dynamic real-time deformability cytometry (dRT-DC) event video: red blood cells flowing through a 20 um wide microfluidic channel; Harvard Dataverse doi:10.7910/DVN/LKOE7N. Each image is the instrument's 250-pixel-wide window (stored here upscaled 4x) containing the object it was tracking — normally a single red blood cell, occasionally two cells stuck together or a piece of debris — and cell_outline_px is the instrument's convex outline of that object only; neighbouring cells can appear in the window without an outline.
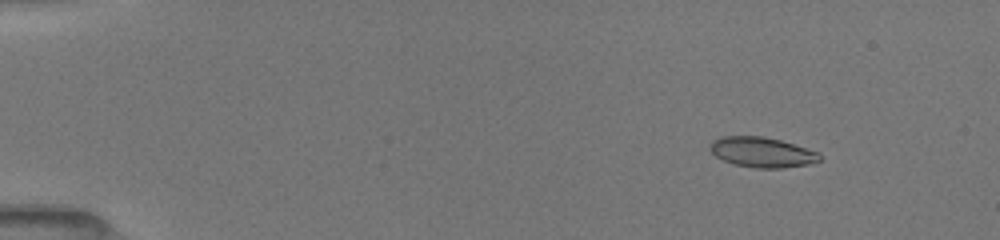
{"species": "common noctule bat (a hibernating species)", "species_latin": "Nyctalus noctula", "temperature_condition": "room temperature", "stored_images_in_passage": 31, "camera_frame_rate_fps": 3000, "um_per_image_px": 0.085, "animal": {"sex": "female", "body_mass_g": 19.5, "forearm_length_mm": 54.1}, "frame": {"image": 1, "passage_image": 1, "time_ms": 0.0, "image_size_px": [1000, 240], "cell_outline_px": [[820, 160], [808, 164], [784, 168], [756, 168], [736, 164], [724, 160], [716, 156], [708, 148], [708, 144], [712, 140], [720, 136], [764, 136], [780, 140], [820, 152]], "centroid_in_image_um": [64.75, 12.92], "position_along_channel_um": 20.3, "area_um2": 19.31}}
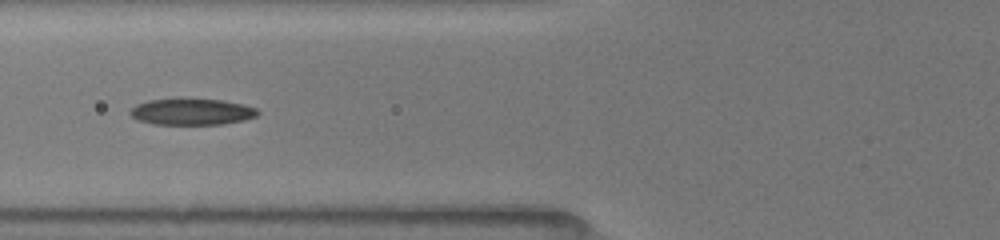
{"frame": {"image": 2, "passage_image": 18, "time_ms": 5.0, "image_size_px": [1000, 240], "cell_outline_px": [[260, 112], [256, 116], [244, 120], [220, 124], [152, 124], [136, 120], [128, 112], [136, 104], [148, 100], [180, 96], [224, 100], [244, 104], [256, 108]], "centroid_in_image_um": [16.26, 9.45], "position_along_channel_um": 109.5, "area_um2": 20.4}}
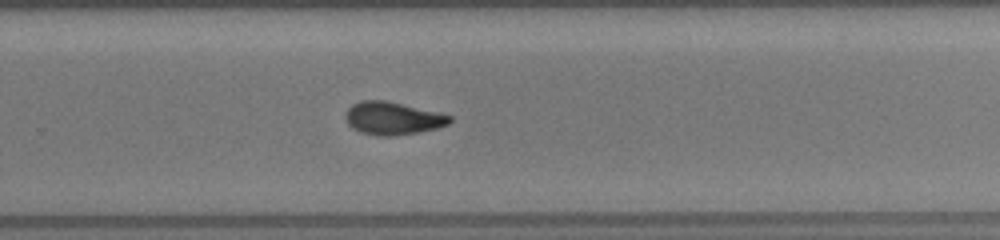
{"frame": {"image": 3, "passage_image": 31, "time_ms": 9.667, "image_size_px": [1000, 240], "cell_outline_px": [[452, 120], [448, 124], [436, 128], [420, 132], [392, 136], [380, 136], [360, 132], [352, 128], [348, 124], [344, 116], [348, 108], [352, 104], [360, 100], [384, 100], [440, 112], [452, 116]], "centroid_in_image_um": [33.37, 10.05], "position_along_channel_um": 296.4, "area_um2": 20.06}}